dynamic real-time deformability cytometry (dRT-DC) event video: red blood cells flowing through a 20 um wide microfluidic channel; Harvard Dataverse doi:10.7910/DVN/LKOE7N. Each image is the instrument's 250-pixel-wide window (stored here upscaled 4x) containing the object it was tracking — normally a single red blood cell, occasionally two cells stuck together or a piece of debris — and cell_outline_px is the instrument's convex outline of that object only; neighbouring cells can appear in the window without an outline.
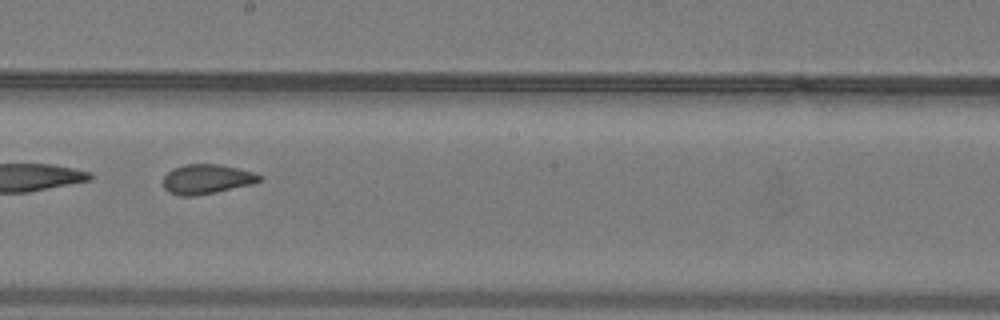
{"species": "common noctule bat (a hibernating species)", "species_latin": "Nyctalus noctula", "temperature_condition": "warm", "stored_images_in_passage": 51, "camera_frame_rate_fps": 3000, "um_per_image_px": 0.085, "animal": {"sex": "male", "body_mass_g": 19.2, "forearm_length_mm": 51.8}, "frame": {"image": 1, "passage_image": 30, "time_ms": 9.667, "image_size_px": [1000, 320], "cell_outline_px": [[264, 176], [260, 180], [252, 184], [216, 192], [196, 196], [180, 196], [168, 192], [164, 188], [164, 176], [172, 168], [184, 164], [220, 164], [252, 172]], "centroid_in_image_um": [17.55, 15.23], "position_along_channel_um": 230.7, "area_um2": 16.65}, "authors_computed_cell_mechanics": {"area_um2": 18.0914, "velocity_mm_per_s": 4.0656, "shape_relaxation_time_tau1_ms": null, "shape_relaxation_time_tau2_ms": 0.7654, "deformation_change_tau1": null, "deformation_change_tau2": 0.0689}}